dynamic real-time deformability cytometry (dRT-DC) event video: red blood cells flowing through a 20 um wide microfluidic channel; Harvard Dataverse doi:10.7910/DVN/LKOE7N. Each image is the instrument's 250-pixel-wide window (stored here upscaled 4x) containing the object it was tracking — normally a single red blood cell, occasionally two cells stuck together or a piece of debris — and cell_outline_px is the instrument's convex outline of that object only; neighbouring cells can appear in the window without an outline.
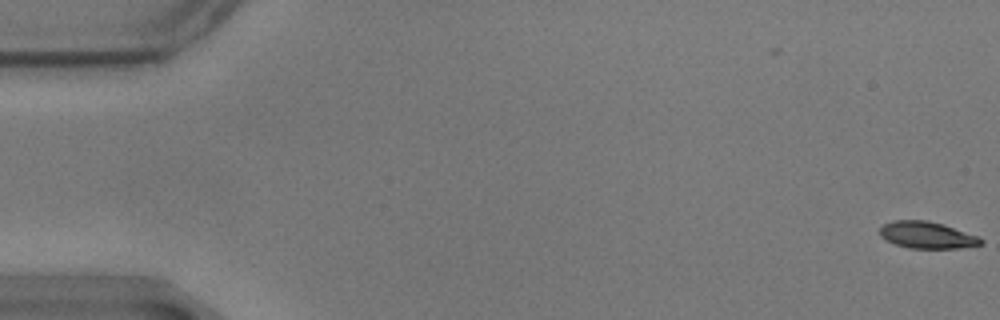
{"species": "common noctule bat (a hibernating species)", "species_latin": "Nyctalus noctula", "temperature_condition": "warm", "stored_images_in_passage": 59, "camera_frame_rate_fps": 3000, "um_per_image_px": 0.085, "animal": {"sex": "male", "body_mass_g": 17.9}, "frame": {"image": 1, "passage_image": 1, "time_ms": 0.0, "image_size_px": [1000, 320], "cell_outline_px": [[984, 244], [960, 248], [908, 248], [884, 240], [880, 236], [880, 228], [884, 224], [892, 220], [928, 220], [944, 224], [980, 236], [984, 240]], "centroid_in_image_um": [78.83, 19.97], "position_along_channel_um": 6.2, "area_um2": 16.07}}
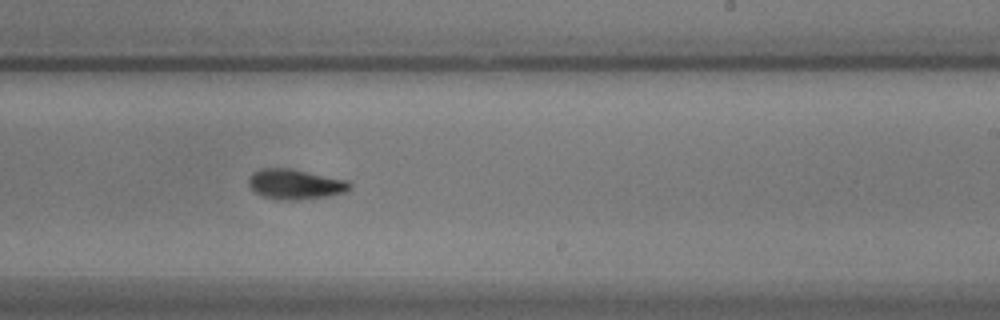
{"frame": {"image": 2, "passage_image": 36, "time_ms": 11.667, "image_size_px": [1000, 320], "cell_outline_px": [[352, 184], [344, 192], [324, 196], [296, 200], [288, 200], [264, 196], [256, 192], [248, 184], [248, 176], [252, 172], [260, 168], [292, 168], [348, 180]], "centroid_in_image_um": [25.06, 15.62], "position_along_channel_um": 263.9, "area_um2": 17.57}}
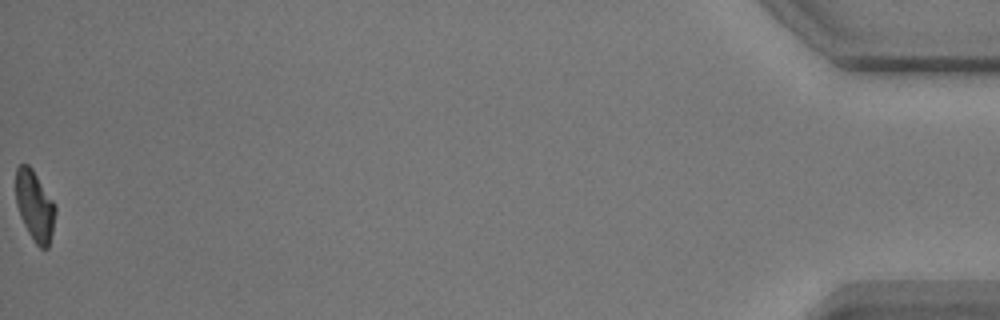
{"frame": {"image": 3, "passage_image": 59, "time_ms": 19.333, "image_size_px": [1000, 320], "cell_outline_px": [[56, 212], [52, 232], [48, 248], [40, 248], [36, 244], [28, 232], [20, 216], [16, 204], [16, 168], [20, 164], [28, 164], [32, 168], [56, 204]], "centroid_in_image_um": [2.96, 17.48], "position_along_channel_um": 432.2, "area_um2": 16.24}, "authors_computed_cell_mechanics": {"area_um2": 17.2822, "velocity_mm_per_s": 3.4876, "shape_relaxation_time_tau1_ms": 3.5901, "shape_relaxation_time_tau2_ms": 3.988, "deformation_change_tau1": 0.1443, "deformation_change_tau2": 0.0918}}